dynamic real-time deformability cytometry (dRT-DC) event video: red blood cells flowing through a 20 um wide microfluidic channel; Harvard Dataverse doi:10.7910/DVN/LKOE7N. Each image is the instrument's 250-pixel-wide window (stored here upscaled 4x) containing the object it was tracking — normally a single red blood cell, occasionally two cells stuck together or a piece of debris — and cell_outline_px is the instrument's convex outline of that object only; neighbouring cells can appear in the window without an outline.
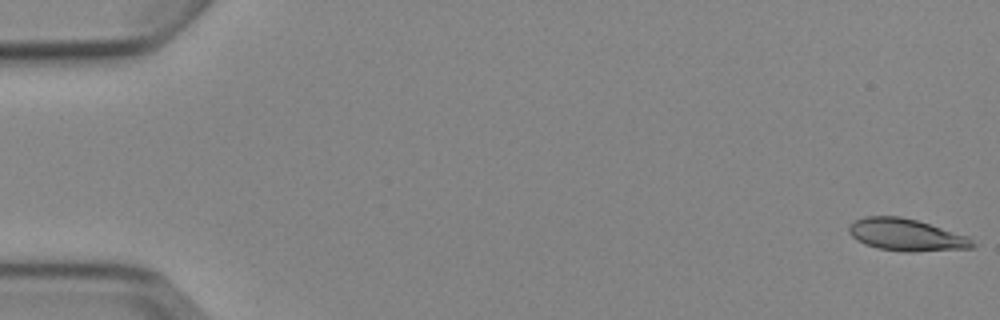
{"species": "Egyptian fruit bat (a non-hibernating species)", "species_latin": "Rousettus aegyptiacus", "temperature_condition": "cold", "stored_images_in_passage": 5, "camera_frame_rate_fps": 3000, "um_per_image_px": 0.085, "animal": {"sex": "female"}, "frame": {"image": 1, "passage_image": 1, "time_ms": 0.0, "image_size_px": [1000, 320], "cell_outline_px": [[976, 244], [972, 248], [912, 252], [904, 252], [876, 248], [864, 244], [856, 240], [848, 232], [848, 224], [864, 216], [900, 216], [916, 220], [968, 236]], "centroid_in_image_um": [76.99, 19.97], "position_along_channel_um": 8.0, "area_um2": 23.24}}
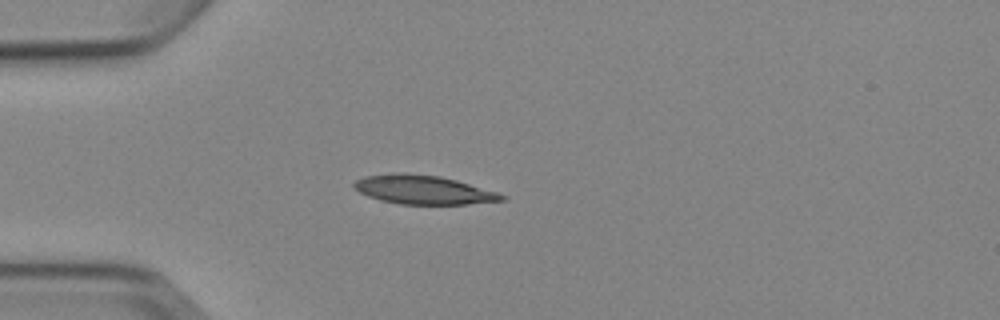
{"frame": {"image": 2, "passage_image": 5, "time_ms": 4.667, "image_size_px": [1000, 320], "cell_outline_px": [[508, 196], [504, 200], [468, 204], [400, 204], [380, 200], [368, 196], [352, 188], [352, 184], [356, 180], [364, 176], [392, 172], [400, 172], [440, 176], [456, 180], [496, 192]], "centroid_in_image_um": [35.93, 16.12], "position_along_channel_um": 49.1, "area_um2": 24.91}}